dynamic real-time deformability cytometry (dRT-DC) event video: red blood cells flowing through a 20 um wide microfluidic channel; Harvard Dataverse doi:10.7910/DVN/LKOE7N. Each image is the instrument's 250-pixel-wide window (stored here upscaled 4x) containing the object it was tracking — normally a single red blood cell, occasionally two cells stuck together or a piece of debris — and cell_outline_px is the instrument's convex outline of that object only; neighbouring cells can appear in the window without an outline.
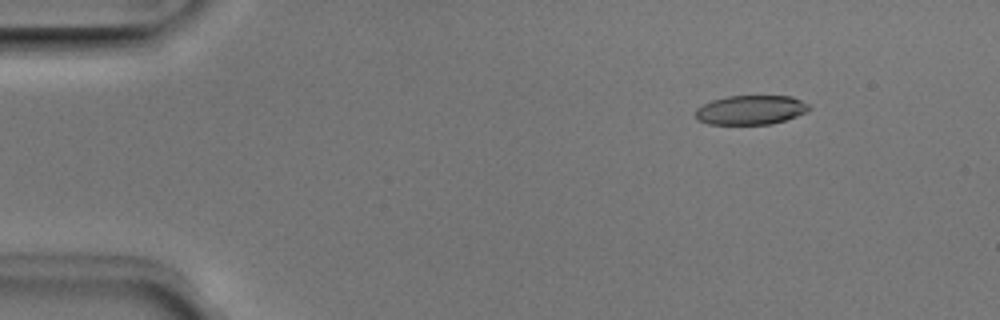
{"species": "Egyptian fruit bat (a non-hibernating species)", "species_latin": "Rousettus aegyptiacus", "temperature_condition": "room temperature", "stored_images_in_passage": 52, "camera_frame_rate_fps": 3000, "um_per_image_px": 0.085, "animal": {"sex": "male"}, "frame": {"image": 1, "passage_image": 7, "time_ms": 2.0, "image_size_px": [1000, 320], "cell_outline_px": [[812, 108], [808, 112], [772, 124], [708, 124], [696, 120], [696, 108], [712, 100], [728, 96], [792, 96], [808, 104]], "centroid_in_image_um": [63.82, 9.35], "position_along_channel_um": 21.2, "area_um2": 19.42}}
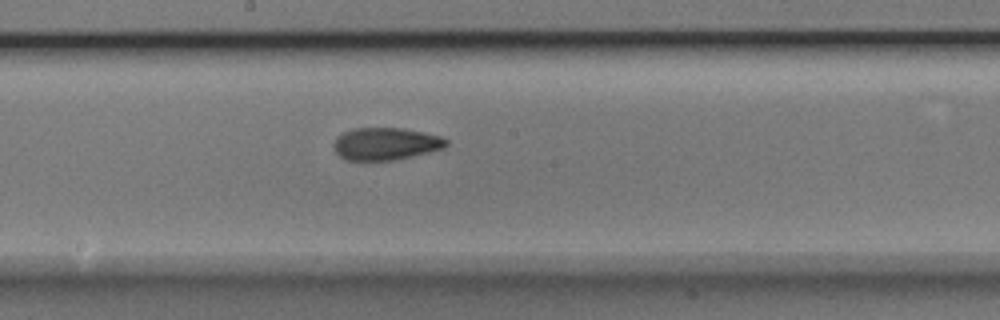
{"frame": {"image": 2, "passage_image": 28, "time_ms": 9.0, "image_size_px": [1000, 320], "cell_outline_px": [[448, 144], [444, 148], [412, 156], [392, 160], [364, 164], [344, 160], [336, 152], [332, 144], [336, 136], [352, 128], [404, 128], [424, 132], [440, 136], [448, 140]], "centroid_in_image_um": [32.71, 12.26], "position_along_channel_um": 215.5, "area_um2": 22.02}}
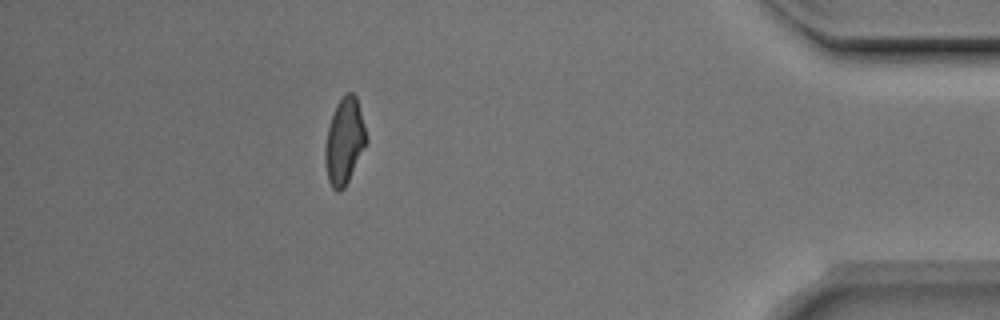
{"frame": {"image": 3, "passage_image": 46, "time_ms": 15.0, "image_size_px": [1000, 320], "cell_outline_px": [[368, 140], [344, 188], [340, 192], [336, 192], [332, 188], [328, 180], [324, 160], [324, 148], [328, 128], [336, 104], [348, 92], [352, 92], [356, 96], [364, 124]], "centroid_in_image_um": [29.26, 12.03], "position_along_channel_um": 405.9, "area_um2": 20.46}, "authors_computed_cell_mechanics": {"area_um2": 20.9236, "velocity_mm_per_s": 3.9857, "shape_relaxation_time_tau1_ms": 6.8683, "shape_relaxation_time_tau2_ms": 2.5385, "deformation_change_tau1": 0.1957, "deformation_change_tau2": 0.0946}}